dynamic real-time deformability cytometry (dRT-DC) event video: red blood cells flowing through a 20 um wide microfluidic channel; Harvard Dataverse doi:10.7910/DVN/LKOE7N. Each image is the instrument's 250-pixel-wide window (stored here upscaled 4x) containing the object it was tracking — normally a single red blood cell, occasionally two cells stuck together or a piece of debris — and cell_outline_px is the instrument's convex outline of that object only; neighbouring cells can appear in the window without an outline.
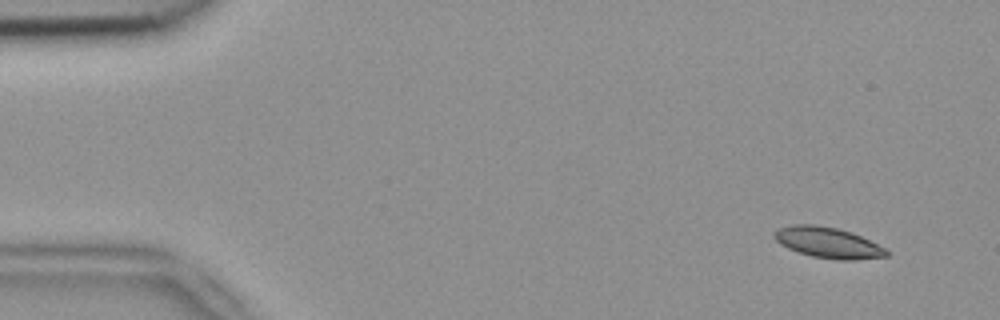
{"species": "common noctule bat (a hibernating species)", "species_latin": "Nyctalus noctula", "temperature_condition": "room temperature", "stored_images_in_passage": 3, "camera_frame_rate_fps": 3000, "um_per_image_px": 0.085, "animal": {"sex": "female", "body_mass_g": 18.4}, "frame": {"image": 1, "passage_image": 1, "time_ms": 0.0, "image_size_px": [1000, 320], "cell_outline_px": [[888, 256], [856, 260], [840, 260], [812, 256], [788, 248], [780, 244], [772, 236], [772, 232], [776, 228], [792, 224], [816, 224], [836, 228], [852, 232], [884, 248], [888, 252]], "centroid_in_image_um": [70.32, 20.61], "position_along_channel_um": 14.7, "area_um2": 20.11}}
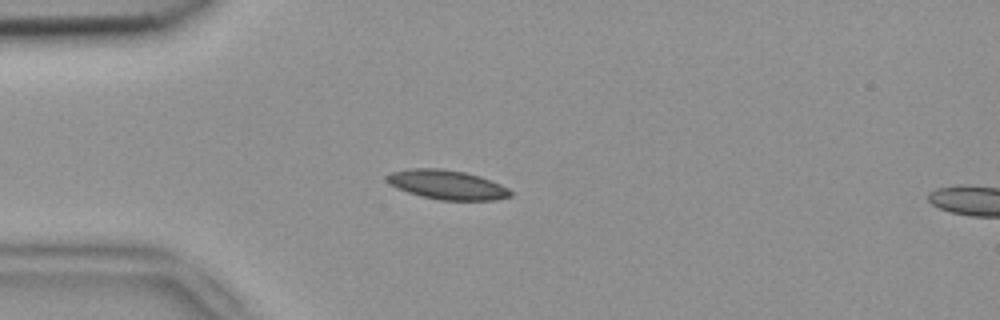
{"frame": {"image": 2, "passage_image": 3, "time_ms": 0.667, "image_size_px": [1000, 320], "cell_outline_px": [[512, 196], [496, 200], [440, 200], [420, 196], [396, 188], [384, 180], [384, 176], [388, 172], [408, 168], [440, 168], [464, 172], [480, 176], [500, 184], [508, 188], [512, 192]], "centroid_in_image_um": [37.94, 15.69], "position_along_channel_um": 47.1, "area_um2": 21.39}}